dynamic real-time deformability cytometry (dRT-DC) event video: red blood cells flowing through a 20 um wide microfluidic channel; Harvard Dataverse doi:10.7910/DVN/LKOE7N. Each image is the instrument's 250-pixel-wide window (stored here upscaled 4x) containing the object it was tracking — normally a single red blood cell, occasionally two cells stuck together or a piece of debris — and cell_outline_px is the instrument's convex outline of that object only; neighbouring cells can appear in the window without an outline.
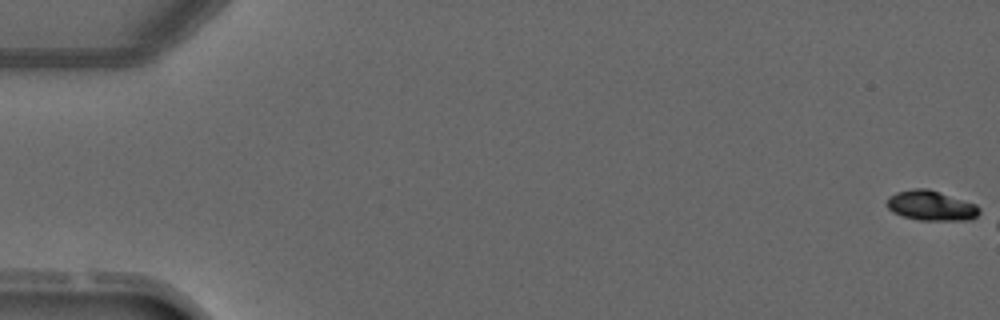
{"species": "common noctule bat (a hibernating species)", "species_latin": "Nyctalus noctula", "temperature_condition": "warm", "stored_images_in_passage": 2, "camera_frame_rate_fps": 3000, "um_per_image_px": 0.085, "animal": {"sex": "male", "forearm_length_mm": 52.5}, "frame": {"image": 1, "passage_image": 1, "time_ms": 0.0, "image_size_px": [1000, 320], "cell_outline_px": [[980, 216], [972, 220], [920, 220], [904, 216], [892, 212], [884, 204], [888, 196], [896, 192], [912, 188], [928, 188], [976, 204], [980, 208]], "centroid_in_image_um": [79.14, 17.47], "position_along_channel_um": 5.9, "area_um2": 16.42}}